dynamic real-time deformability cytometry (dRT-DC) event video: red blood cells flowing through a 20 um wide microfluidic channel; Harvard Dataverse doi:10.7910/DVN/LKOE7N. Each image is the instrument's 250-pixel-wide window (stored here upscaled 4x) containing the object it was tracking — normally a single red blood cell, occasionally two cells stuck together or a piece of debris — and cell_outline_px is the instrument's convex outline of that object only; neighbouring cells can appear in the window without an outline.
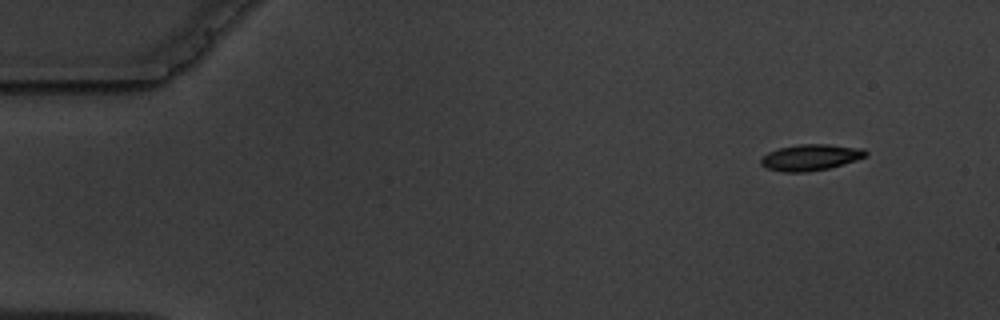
{"species": "common noctule bat (a hibernating species)", "species_latin": "Nyctalus noctula", "temperature_condition": "warm", "stored_images_in_passage": 4, "camera_frame_rate_fps": 3000, "um_per_image_px": 0.085, "animal": {"sex": "male", "body_mass_g": 19.5, "forearm_length_mm": 54.6}, "frame": {"image": 1, "passage_image": 1, "time_ms": 0.0, "image_size_px": [1000, 320], "cell_outline_px": [[868, 156], [856, 160], [828, 168], [804, 172], [784, 172], [768, 168], [760, 164], [760, 160], [768, 152], [780, 148], [800, 144], [828, 144], [864, 148], [868, 152]], "centroid_in_image_um": [68.94, 13.37], "position_along_channel_um": 16.1, "area_um2": 15.9}}
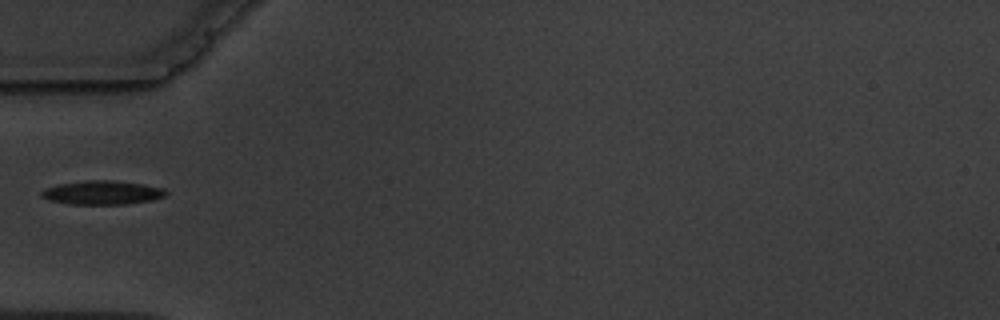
{"frame": {"image": 2, "passage_image": 4, "time_ms": 4.667, "image_size_px": [1000, 320], "cell_outline_px": [[168, 192], [164, 196], [152, 200], [128, 204], [68, 204], [48, 200], [40, 196], [40, 192], [44, 188], [60, 184], [88, 180], [112, 180], [144, 184], [164, 188]], "centroid_in_image_um": [8.68, 16.37], "position_along_channel_um": 76.3, "area_um2": 17.4}}